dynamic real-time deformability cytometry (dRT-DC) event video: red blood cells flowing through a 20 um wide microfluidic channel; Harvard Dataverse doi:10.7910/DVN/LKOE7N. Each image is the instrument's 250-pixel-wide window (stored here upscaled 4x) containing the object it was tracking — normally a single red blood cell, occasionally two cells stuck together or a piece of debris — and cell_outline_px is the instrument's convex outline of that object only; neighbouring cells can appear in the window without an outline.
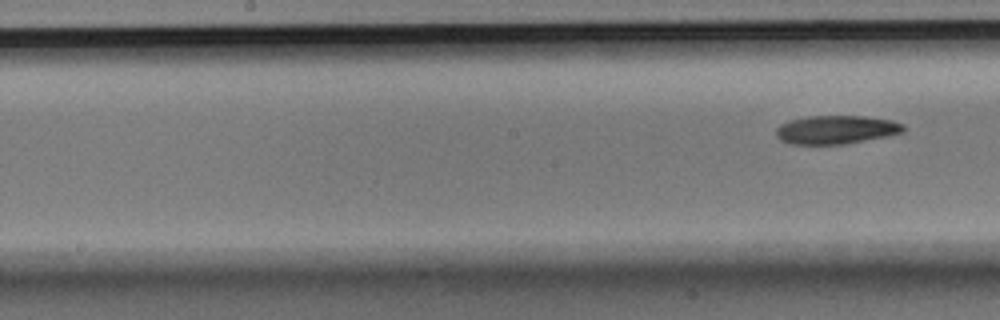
{"species": "Egyptian fruit bat (a non-hibernating species)", "species_latin": "Rousettus aegyptiacus", "temperature_condition": "room temperature", "stored_images_in_passage": 8, "segment_of_instrument_passage": [2, 2], "camera_frame_rate_fps": 3000, "um_per_image_px": 0.085, "animal": {"sex": "male"}, "frame": {"image": 1, "passage_image": 8, "time_ms": 9.667, "image_size_px": [1000, 320], "cell_outline_px": [[908, 128], [904, 132], [888, 136], [840, 144], [788, 144], [780, 140], [776, 136], [776, 128], [780, 124], [788, 120], [808, 116], [864, 116], [892, 120], [904, 124]], "centroid_in_image_um": [71.07, 11.01], "position_along_channel_um": 177.1, "area_um2": 21.33}}